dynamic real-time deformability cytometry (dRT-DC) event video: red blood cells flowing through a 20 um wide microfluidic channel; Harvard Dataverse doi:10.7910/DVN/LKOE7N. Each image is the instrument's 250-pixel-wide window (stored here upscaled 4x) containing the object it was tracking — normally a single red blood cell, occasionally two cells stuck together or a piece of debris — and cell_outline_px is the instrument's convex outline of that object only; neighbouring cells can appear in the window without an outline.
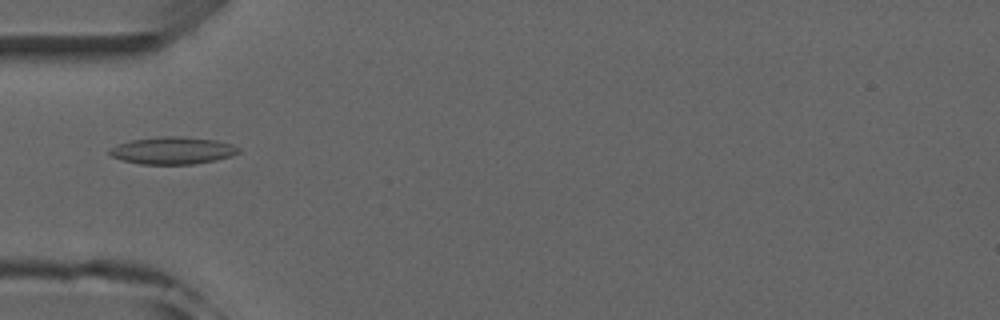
{"species": "common noctule bat (a hibernating species)", "species_latin": "Nyctalus noctula", "temperature_condition": "room temperature", "stored_images_in_passage": 5, "camera_frame_rate_fps": 3000, "um_per_image_px": 0.085, "animal": {"sex": "male", "forearm_length_mm": 52.5}, "frame": {"image": 1, "passage_image": 5, "time_ms": 4.667, "image_size_px": [1000, 320], "cell_outline_px": [[240, 152], [232, 156], [216, 160], [192, 164], [140, 164], [124, 160], [112, 156], [108, 152], [108, 148], [132, 140], [160, 136], [184, 136], [216, 140], [232, 144], [240, 148]], "centroid_in_image_um": [14.71, 12.79], "position_along_channel_um": 70.3, "area_um2": 20.52}}